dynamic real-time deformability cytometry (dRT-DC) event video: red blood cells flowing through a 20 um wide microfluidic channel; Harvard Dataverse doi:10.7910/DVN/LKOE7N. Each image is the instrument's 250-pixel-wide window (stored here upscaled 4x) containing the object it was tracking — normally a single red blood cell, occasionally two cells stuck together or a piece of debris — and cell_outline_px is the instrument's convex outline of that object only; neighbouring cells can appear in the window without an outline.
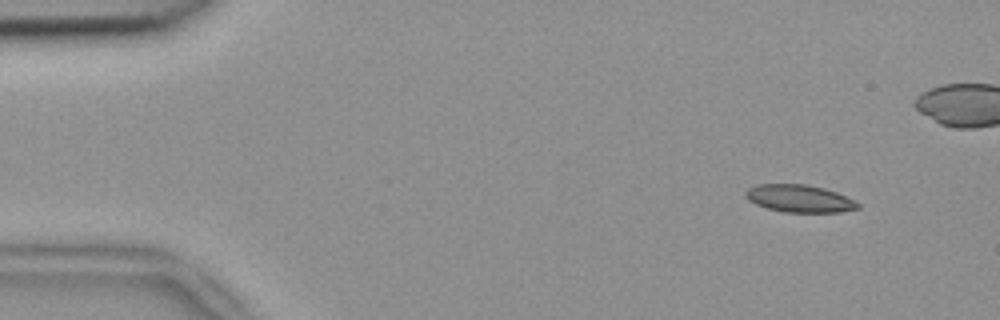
{"species": "common noctule bat (a hibernating species)", "species_latin": "Nyctalus noctula", "temperature_condition": "room temperature", "stored_images_in_passage": 51, "camera_frame_rate_fps": 3000, "um_per_image_px": 0.085, "animal": {"sex": "female", "body_mass_g": 18.4}, "frame": {"image": 1, "passage_image": 2, "time_ms": 0.333, "image_size_px": [1000, 320], "cell_outline_px": [[860, 208], [840, 212], [784, 212], [768, 208], [756, 204], [748, 200], [744, 196], [744, 192], [748, 188], [756, 184], [808, 184], [824, 188], [836, 192], [860, 204]], "centroid_in_image_um": [67.91, 16.87], "position_along_channel_um": 17.1, "area_um2": 17.98}}
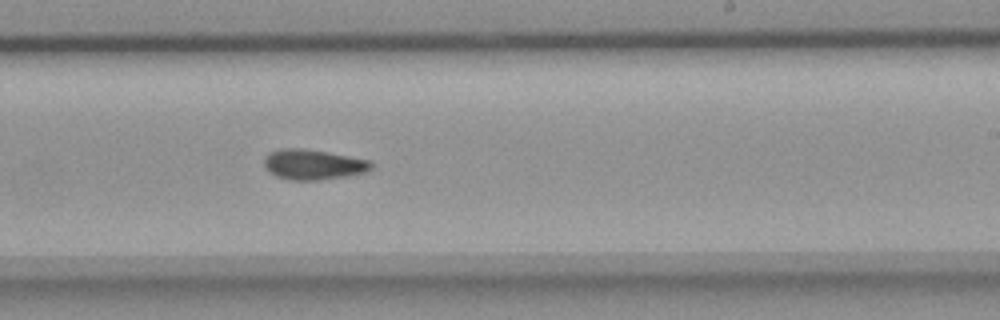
{"frame": {"image": 2, "passage_image": 29, "time_ms": 9.333, "image_size_px": [1000, 320], "cell_outline_px": [[372, 168], [368, 172], [348, 176], [316, 180], [292, 180], [276, 176], [264, 164], [264, 156], [268, 152], [280, 148], [304, 148], [328, 152], [372, 160]], "centroid_in_image_um": [26.66, 13.97], "position_along_channel_um": 262.3, "area_um2": 19.02}}
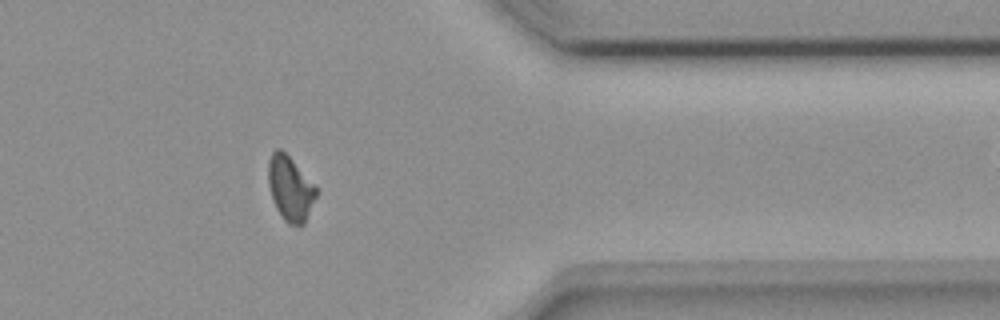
{"frame": {"image": 3, "passage_image": 40, "time_ms": 13.0, "image_size_px": [1000, 320], "cell_outline_px": [[320, 192], [304, 224], [288, 224], [284, 220], [276, 208], [268, 184], [268, 160], [272, 152], [276, 148], [280, 148], [316, 184]], "centroid_in_image_um": [24.71, 16.01], "position_along_channel_um": 386.7, "area_um2": 18.32}, "authors_computed_cell_mechanics": {"area_um2": 18.2648, "velocity_mm_per_s": 3.8207, "shape_relaxation_time_tau1_ms": null, "shape_relaxation_time_tau2_ms": 8.6143, "deformation_change_tau1": null, "deformation_change_tau2": 0.1645}}